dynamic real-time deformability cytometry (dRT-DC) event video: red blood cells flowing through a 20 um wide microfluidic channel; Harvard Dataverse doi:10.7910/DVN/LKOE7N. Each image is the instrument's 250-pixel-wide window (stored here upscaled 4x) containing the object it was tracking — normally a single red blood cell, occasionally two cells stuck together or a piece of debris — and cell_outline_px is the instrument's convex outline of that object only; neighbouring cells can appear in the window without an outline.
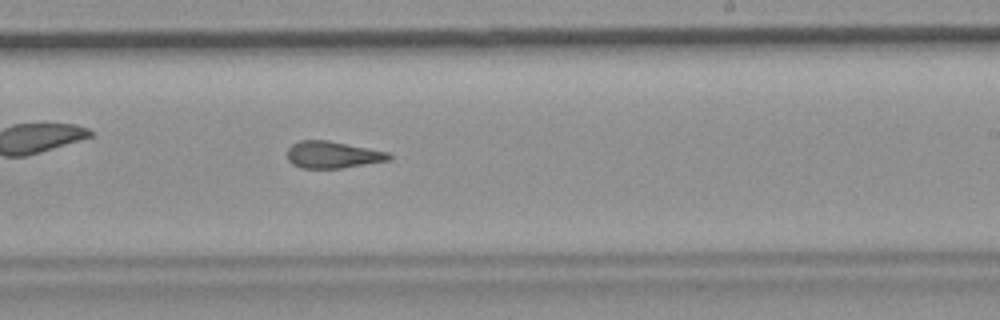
{"species": "common noctule bat (a hibernating species)", "species_latin": "Nyctalus noctula", "temperature_condition": "room temperature", "stored_images_in_passage": 51, "camera_frame_rate_fps": 3000, "um_per_image_px": 0.085, "animal": {"sex": "female", "body_mass_g": 19.9}, "frame": {"image": 1, "passage_image": 30, "time_ms": 9.667, "image_size_px": [1000, 320], "cell_outline_px": [[392, 160], [340, 168], [300, 168], [292, 164], [288, 160], [288, 148], [292, 144], [300, 140], [328, 140], [388, 152], [392, 156]], "centroid_in_image_um": [28.28, 13.15], "position_along_channel_um": 260.7, "area_um2": 15.95}, "authors_computed_cell_mechanics": {"area_um2": 16.7042, "velocity_mm_per_s": 3.7272, "shape_relaxation_time_tau1_ms": null, "shape_relaxation_time_tau2_ms": 3.1252, "deformation_change_tau1": null, "deformation_change_tau2": 0.113}}